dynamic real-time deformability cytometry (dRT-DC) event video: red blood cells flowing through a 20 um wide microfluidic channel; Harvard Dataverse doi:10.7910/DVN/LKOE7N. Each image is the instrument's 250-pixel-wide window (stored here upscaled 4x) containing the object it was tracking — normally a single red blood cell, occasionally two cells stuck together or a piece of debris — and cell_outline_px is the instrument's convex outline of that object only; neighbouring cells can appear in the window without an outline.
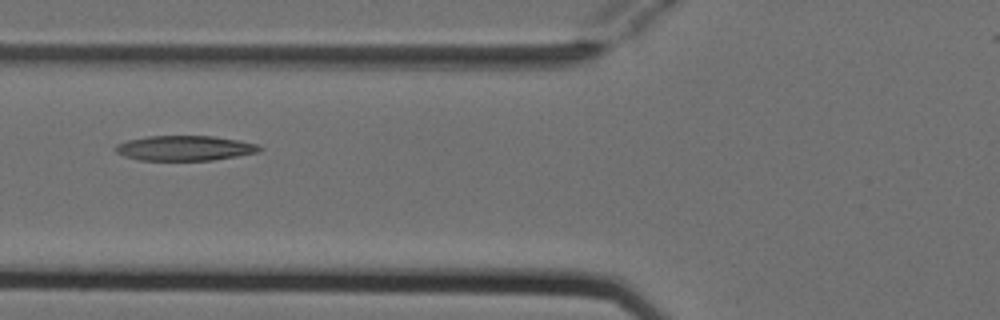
{"species": "Egyptian fruit bat (a non-hibernating species)", "species_latin": "Rousettus aegyptiacus", "temperature_condition": "cold", "stored_images_in_passage": 4, "camera_frame_rate_fps": 3000, "um_per_image_px": 0.085, "animal": {"sex": "female"}, "frame": {"image": 1, "passage_image": 4, "time_ms": 1.0, "image_size_px": [1000, 320], "cell_outline_px": [[264, 148], [260, 152], [212, 160], [140, 160], [124, 156], [116, 152], [112, 148], [116, 144], [128, 140], [148, 136], [212, 136], [240, 140], [260, 144]], "centroid_in_image_um": [15.73, 12.58], "position_along_channel_um": 110.1, "area_um2": 21.15}}